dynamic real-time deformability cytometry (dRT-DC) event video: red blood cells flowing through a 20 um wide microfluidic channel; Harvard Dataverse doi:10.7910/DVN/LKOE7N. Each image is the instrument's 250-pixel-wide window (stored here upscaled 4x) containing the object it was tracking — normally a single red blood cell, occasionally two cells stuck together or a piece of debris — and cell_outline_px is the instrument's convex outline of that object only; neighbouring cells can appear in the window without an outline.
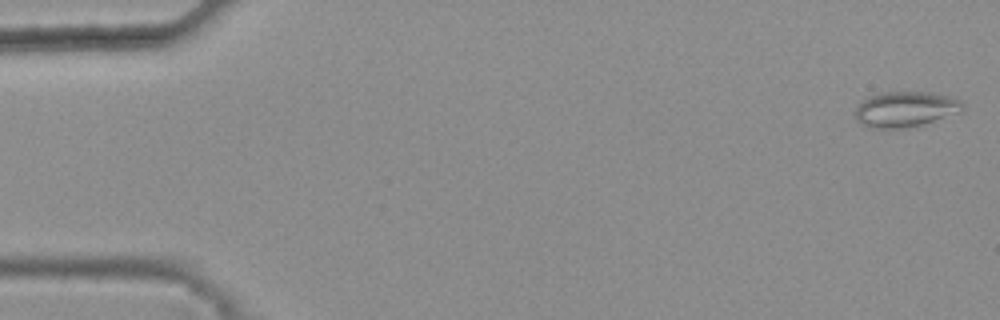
{"species": "common noctule bat (a hibernating species)", "species_latin": "Nyctalus noctula", "temperature_condition": "warm", "stored_images_in_passage": 8, "camera_frame_rate_fps": 3000, "um_per_image_px": 0.085, "animal": {"sex": "female", "body_mass_g": 25.1}, "frame": {"image": 1, "passage_image": 1, "time_ms": 0.0, "image_size_px": [1000, 320], "cell_outline_px": [[964, 108], [960, 112], [924, 124], [904, 128], [868, 128], [860, 124], [856, 120], [856, 108], [868, 96], [876, 92], [928, 92], [952, 96], [960, 100], [964, 104]], "centroid_in_image_um": [76.96, 9.28], "position_along_channel_um": 8.0, "area_um2": 22.43}}